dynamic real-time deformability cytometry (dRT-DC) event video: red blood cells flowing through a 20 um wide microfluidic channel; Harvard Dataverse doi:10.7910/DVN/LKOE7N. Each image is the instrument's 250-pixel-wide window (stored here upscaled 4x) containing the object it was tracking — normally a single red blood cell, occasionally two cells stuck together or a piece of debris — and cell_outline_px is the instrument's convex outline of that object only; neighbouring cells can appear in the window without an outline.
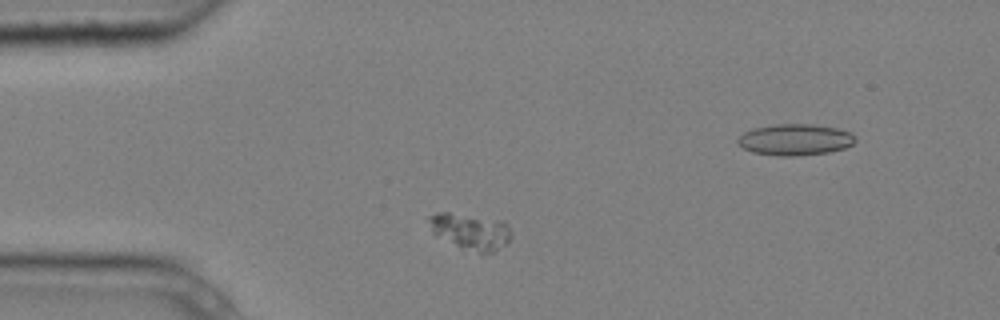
{"species": "common noctule bat (a hibernating species)", "species_latin": "Nyctalus noctula", "temperature_condition": "cold", "stored_images_in_passage": 3, "segment_of_instrument_passage": [1, 2], "camera_frame_rate_fps": 3000, "um_per_image_px": 0.085, "animal": {"sex": "male", "body_mass_g": 20.4}, "frame": {"image": 1, "passage_image": 1, "time_ms": 0.0, "image_size_px": [1000, 320], "cell_outline_px": [[512, 236], [508, 244], [492, 252], [480, 256], [460, 248], [436, 236], [432, 232], [428, 220], [428, 216], [436, 212], [448, 212], [500, 220], [512, 232]], "centroid_in_image_um": [39.98, 19.72], "position_along_channel_um": 45.0, "area_um2": 17.8}}